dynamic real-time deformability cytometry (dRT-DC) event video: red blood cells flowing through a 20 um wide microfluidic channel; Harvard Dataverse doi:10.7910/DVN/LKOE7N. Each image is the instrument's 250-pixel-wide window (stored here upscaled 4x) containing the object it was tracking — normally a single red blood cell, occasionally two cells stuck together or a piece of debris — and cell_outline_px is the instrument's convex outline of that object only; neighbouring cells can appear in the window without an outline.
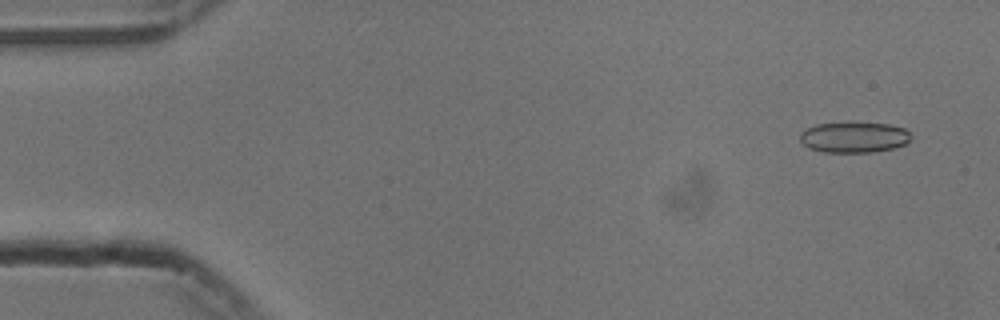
{"species": "common noctule bat (a hibernating species)", "species_latin": "Nyctalus noctula", "temperature_condition": "cold", "stored_images_in_passage": 11, "camera_frame_rate_fps": 3000, "um_per_image_px": 0.085, "animal": {"sex": "male", "body_mass_g": 13.3}, "frame": {"image": 1, "passage_image": 4, "time_ms": 1.0, "image_size_px": [1000, 320], "cell_outline_px": [[908, 140], [904, 144], [892, 148], [868, 152], [824, 152], [812, 148], [804, 144], [800, 140], [800, 132], [816, 124], [888, 124], [904, 128], [908, 132]], "centroid_in_image_um": [72.56, 11.68], "position_along_channel_um": 12.4, "area_um2": 19.02}}